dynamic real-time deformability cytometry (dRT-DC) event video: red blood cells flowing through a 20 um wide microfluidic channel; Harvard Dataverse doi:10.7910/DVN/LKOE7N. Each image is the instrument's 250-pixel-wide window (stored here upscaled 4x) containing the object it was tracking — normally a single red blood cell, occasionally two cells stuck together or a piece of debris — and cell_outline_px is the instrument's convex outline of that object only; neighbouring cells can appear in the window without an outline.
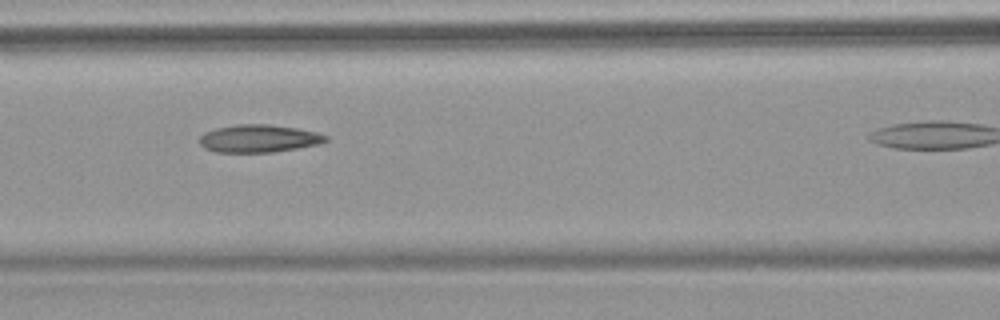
{"species": "common noctule bat (a hibernating species)", "species_latin": "Nyctalus noctula", "temperature_condition": "warm", "stored_images_in_passage": 9, "camera_frame_rate_fps": 3000, "um_per_image_px": 0.085, "animal": {"sex": "female", "body_mass_g": 18.4}, "frame": {"image": 1, "passage_image": 4, "time_ms": 4.667, "image_size_px": [1000, 320], "cell_outline_px": [[328, 140], [316, 144], [296, 148], [272, 152], [216, 152], [204, 148], [200, 144], [200, 136], [204, 132], [216, 128], [236, 124], [268, 124], [296, 128], [316, 132], [328, 136]], "centroid_in_image_um": [21.96, 11.77], "position_along_channel_um": 144.6, "area_um2": 20.23}}